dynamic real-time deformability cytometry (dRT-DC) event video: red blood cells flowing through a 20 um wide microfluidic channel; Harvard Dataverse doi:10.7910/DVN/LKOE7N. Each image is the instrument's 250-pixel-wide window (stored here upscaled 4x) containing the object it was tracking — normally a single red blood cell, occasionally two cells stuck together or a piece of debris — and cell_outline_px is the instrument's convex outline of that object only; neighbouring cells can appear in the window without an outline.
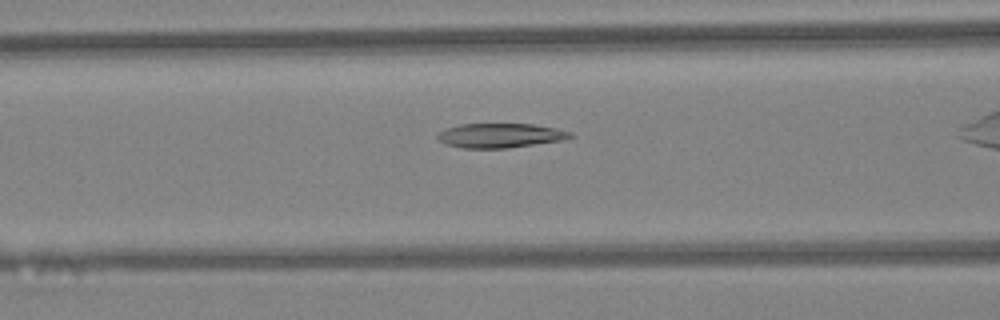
{"species": "Egyptian fruit bat (a non-hibernating species)", "species_latin": "Rousettus aegyptiacus", "temperature_condition": "warm", "stored_images_in_passage": 24, "camera_frame_rate_fps": 3000, "um_per_image_px": 0.085, "animal": {"sex": "female"}, "frame": {"image": 1, "passage_image": 6, "time_ms": 1.667, "image_size_px": [1000, 320], "cell_outline_px": [[576, 136], [564, 140], [508, 148], [464, 148], [444, 144], [436, 140], [436, 136], [440, 132], [448, 128], [460, 124], [532, 124], [556, 128], [572, 132]], "centroid_in_image_um": [42.54, 11.52], "position_along_channel_um": 124.1, "area_um2": 19.02}}
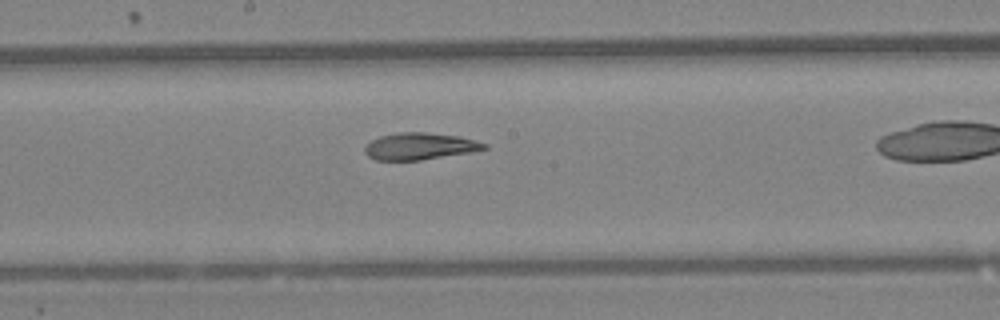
{"frame": {"image": 2, "passage_image": 12, "time_ms": 3.667, "image_size_px": [1000, 320], "cell_outline_px": [[488, 148], [472, 152], [420, 160], [376, 160], [368, 156], [364, 152], [364, 148], [372, 140], [380, 136], [400, 132], [424, 132], [460, 136], [488, 144]], "centroid_in_image_um": [35.7, 12.43], "position_along_channel_um": 212.5, "area_um2": 18.67}}
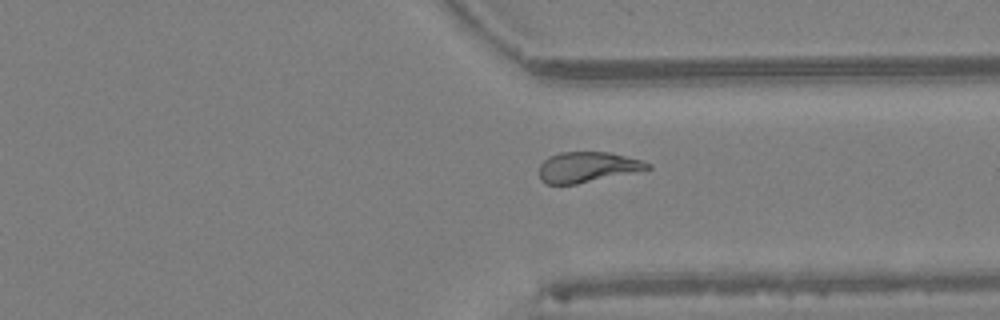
{"frame": {"image": 3, "passage_image": 22, "time_ms": 7.0, "image_size_px": [1000, 320], "cell_outline_px": [[652, 168], [576, 184], [548, 184], [540, 180], [540, 164], [548, 156], [560, 152], [608, 152], [640, 160], [652, 164]], "centroid_in_image_um": [49.89, 14.2], "position_along_channel_um": 361.5, "area_um2": 18.96}}